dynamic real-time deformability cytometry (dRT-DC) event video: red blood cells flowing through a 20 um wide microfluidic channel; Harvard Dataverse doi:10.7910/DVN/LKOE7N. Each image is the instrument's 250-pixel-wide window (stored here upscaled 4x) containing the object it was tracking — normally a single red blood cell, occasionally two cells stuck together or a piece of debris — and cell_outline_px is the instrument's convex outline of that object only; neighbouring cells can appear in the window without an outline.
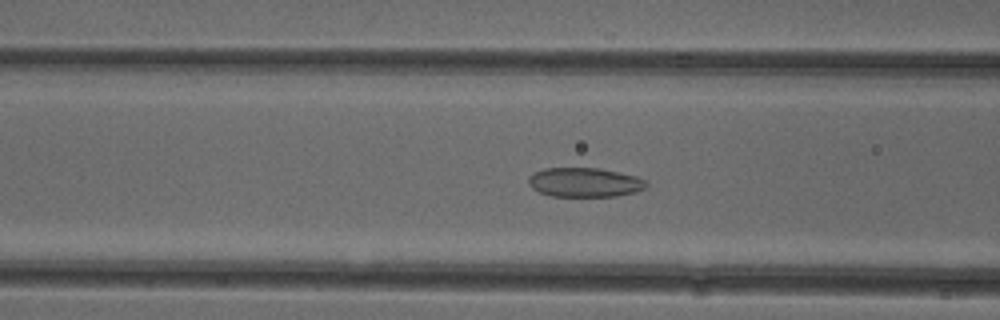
{"species": "common noctule bat (a hibernating species)", "species_latin": "Nyctalus noctula", "temperature_condition": "cold", "stored_images_in_passage": 49, "camera_frame_rate_fps": 3000, "um_per_image_px": 0.085, "animal": {"sex": "female"}, "frame": {"image": 1, "passage_image": 17, "time_ms": 5.333, "image_size_px": [1000, 320], "cell_outline_px": [[648, 184], [644, 188], [636, 192], [616, 196], [552, 196], [540, 192], [532, 188], [528, 184], [528, 176], [544, 168], [600, 168], [636, 176], [644, 180]], "centroid_in_image_um": [49.68, 15.5], "position_along_channel_um": 116.9, "area_um2": 20.06}}
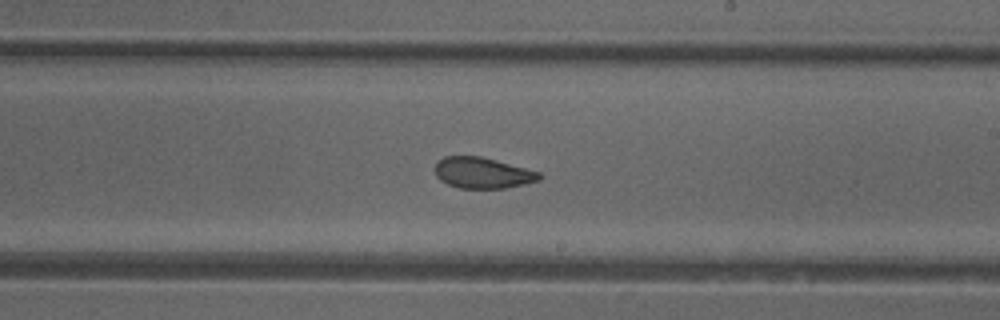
{"frame": {"image": 2, "passage_image": 27, "time_ms": 8.667, "image_size_px": [1000, 320], "cell_outline_px": [[544, 176], [540, 180], [524, 184], [504, 188], [460, 188], [448, 184], [440, 180], [436, 176], [436, 164], [444, 156], [480, 156], [496, 160], [540, 172]], "centroid_in_image_um": [41.04, 14.7], "position_along_channel_um": 248.0, "area_um2": 18.73}}
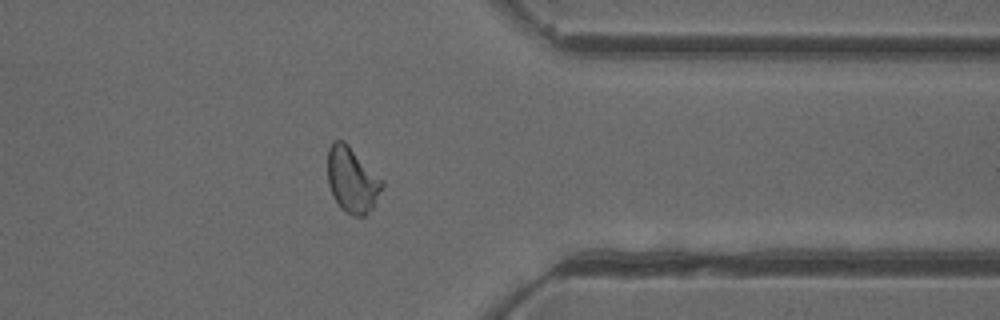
{"frame": {"image": 3, "passage_image": 38, "time_ms": 12.333, "image_size_px": [1000, 320], "cell_outline_px": [[384, 184], [372, 208], [364, 216], [352, 216], [344, 212], [340, 208], [328, 184], [328, 148], [332, 140], [344, 140], [384, 180]], "centroid_in_image_um": [29.93, 15.27], "position_along_channel_um": 381.5, "area_um2": 20.87}, "authors_computed_cell_mechanics": {"area_um2": 20.8658, "velocity_mm_per_s": 3.9291, "shape_relaxation_time_tau1_ms": null, "shape_relaxation_time_tau2_ms": 1.9833, "deformation_change_tau1": null, "deformation_change_tau2": 0.0802}}